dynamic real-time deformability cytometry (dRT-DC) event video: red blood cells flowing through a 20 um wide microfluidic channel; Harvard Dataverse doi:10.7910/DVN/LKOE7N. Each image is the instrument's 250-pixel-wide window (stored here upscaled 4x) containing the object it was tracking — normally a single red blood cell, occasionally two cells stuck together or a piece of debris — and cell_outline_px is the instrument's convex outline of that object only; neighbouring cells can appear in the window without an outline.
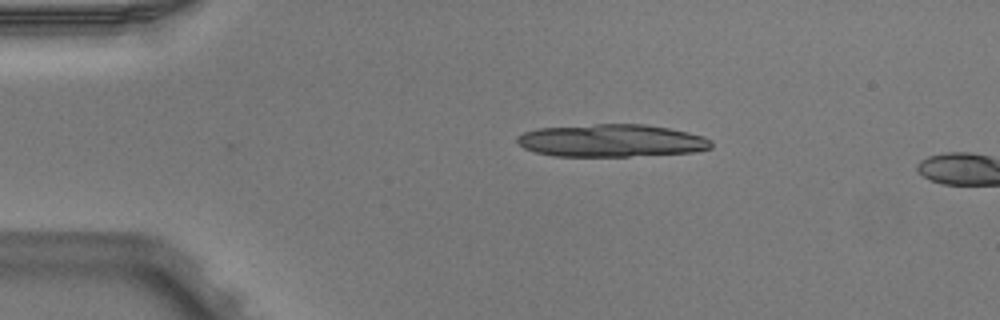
{"species": "Egyptian fruit bat (a non-hibernating species)", "species_latin": "Rousettus aegyptiacus", "temperature_condition": "warm", "stored_images_in_passage": 3, "camera_frame_rate_fps": 3000, "um_per_image_px": 0.085, "animal": {"sex": "male"}, "frame": {"image": 1, "passage_image": 3, "time_ms": 0.667, "image_size_px": [1000, 320], "cell_outline_px": [[712, 148], [692, 152], [628, 156], [552, 156], [536, 152], [524, 148], [516, 140], [516, 136], [524, 132], [536, 128], [596, 124], [644, 124], [668, 128], [688, 132], [704, 136], [712, 140]], "centroid_in_image_um": [51.96, 11.95], "position_along_channel_um": 33.0, "area_um2": 36.93}}